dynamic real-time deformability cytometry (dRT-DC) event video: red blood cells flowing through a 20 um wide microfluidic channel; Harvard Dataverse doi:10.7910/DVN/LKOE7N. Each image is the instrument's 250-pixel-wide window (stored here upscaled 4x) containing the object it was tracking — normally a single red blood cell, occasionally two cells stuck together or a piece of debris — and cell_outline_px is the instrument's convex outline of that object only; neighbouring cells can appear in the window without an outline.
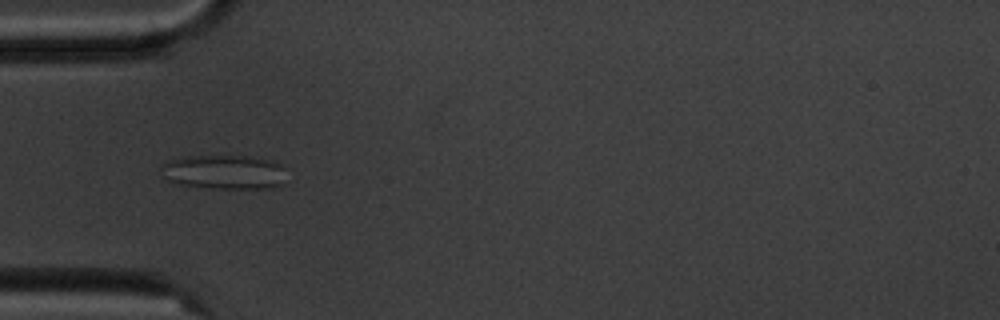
{"species": "common noctule bat (a hibernating species)", "species_latin": "Nyctalus noctula", "temperature_condition": "cold", "stored_images_in_passage": 8, "camera_frame_rate_fps": 3000, "um_per_image_px": 0.085, "animal": {"sex": "male", "body_mass_g": 20.1, "forearm_length_mm": 53.5}, "frame": {"image": 1, "passage_image": 5, "time_ms": 4.667, "image_size_px": [1000, 320], "cell_outline_px": [[284, 184], [272, 188], [220, 188], [172, 184], [160, 176], [160, 168], [168, 160], [184, 156], [248, 156], [268, 160], [280, 164], [284, 168]], "centroid_in_image_um": [18.99, 14.63], "position_along_channel_um": 66.0, "area_um2": 25.32}}
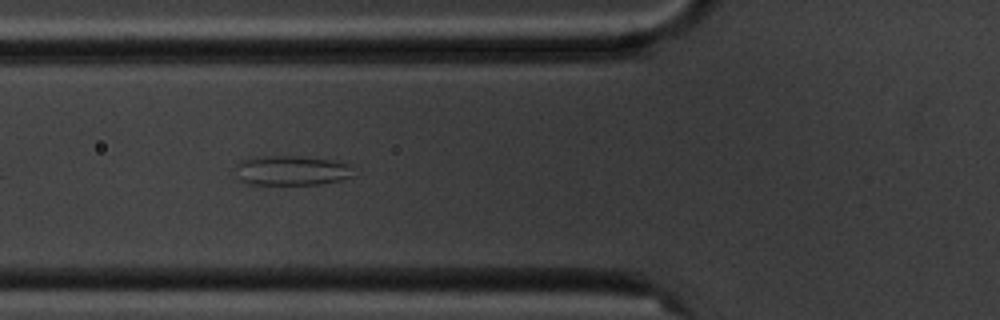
{"frame": {"image": 2, "passage_image": 6, "time_ms": 5.667, "image_size_px": [1000, 320], "cell_outline_px": [[356, 176], [340, 180], [320, 184], [244, 184], [240, 180], [236, 164], [240, 160], [264, 156], [304, 156], [332, 160], [348, 164]], "centroid_in_image_um": [24.81, 14.49], "position_along_channel_um": 101.0, "area_um2": 20.46}}
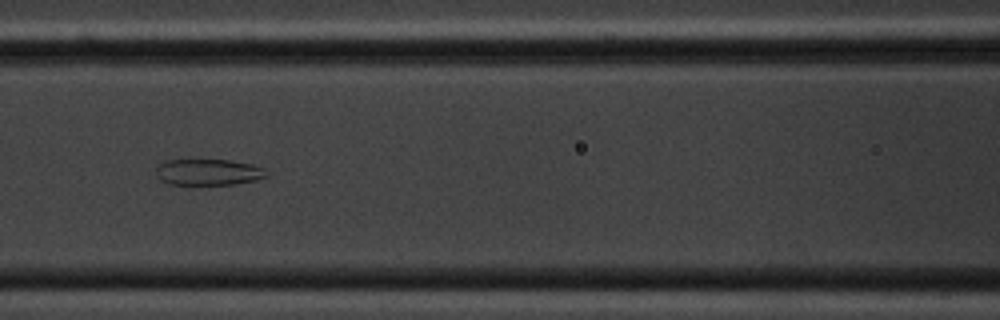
{"frame": {"image": 3, "passage_image": 7, "time_ms": 7.0, "image_size_px": [1000, 320], "cell_outline_px": [[268, 176], [256, 180], [236, 184], [168, 184], [160, 180], [156, 176], [156, 168], [160, 164], [168, 160], [228, 160], [252, 164], [264, 168]], "centroid_in_image_um": [17.71, 14.63], "position_along_channel_um": 148.9, "area_um2": 16.82}}